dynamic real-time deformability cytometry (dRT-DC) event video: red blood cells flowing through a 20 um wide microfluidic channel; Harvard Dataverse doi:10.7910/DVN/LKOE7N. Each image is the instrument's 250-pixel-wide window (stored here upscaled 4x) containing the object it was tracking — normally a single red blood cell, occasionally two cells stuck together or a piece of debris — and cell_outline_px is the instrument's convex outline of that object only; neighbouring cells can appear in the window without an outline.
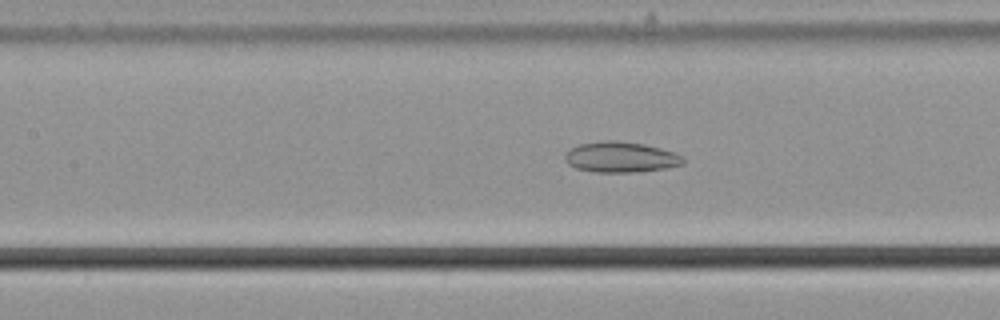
{"species": "common noctule bat (a hibernating species)", "species_latin": "Nyctalus noctula", "temperature_condition": "cold", "stored_images_in_passage": 56, "camera_frame_rate_fps": 3000, "um_per_image_px": 0.085, "animal": {"sex": "male", "body_mass_g": 21.5, "forearm_length_mm": 52.0}, "frame": {"image": 1, "passage_image": 26, "time_ms": 8.333, "image_size_px": [1000, 320], "cell_outline_px": [[684, 164], [668, 168], [640, 172], [592, 172], [576, 168], [568, 164], [564, 160], [564, 156], [572, 148], [580, 144], [604, 140], [616, 140], [644, 144], [676, 152], [684, 156]], "centroid_in_image_um": [52.81, 13.36], "position_along_channel_um": 154.6, "area_um2": 21.33}}
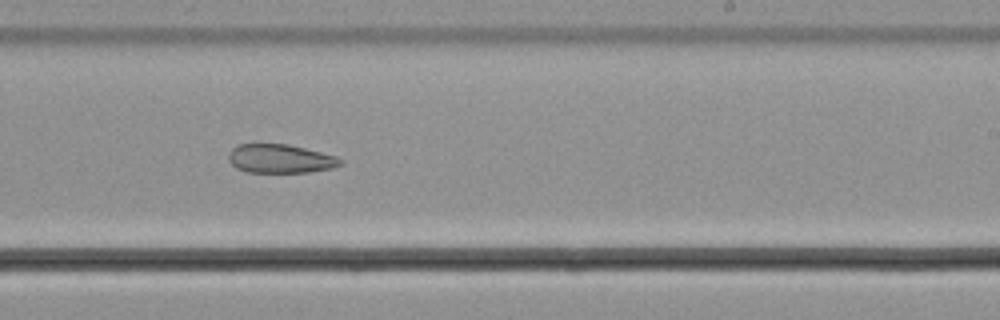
{"frame": {"image": 2, "passage_image": 35, "time_ms": 11.333, "image_size_px": [1000, 320], "cell_outline_px": [[344, 164], [332, 168], [308, 172], [248, 172], [236, 168], [228, 160], [228, 152], [236, 144], [288, 144], [336, 156], [344, 160]], "centroid_in_image_um": [23.82, 13.49], "position_along_channel_um": 265.2, "area_um2": 18.84}}
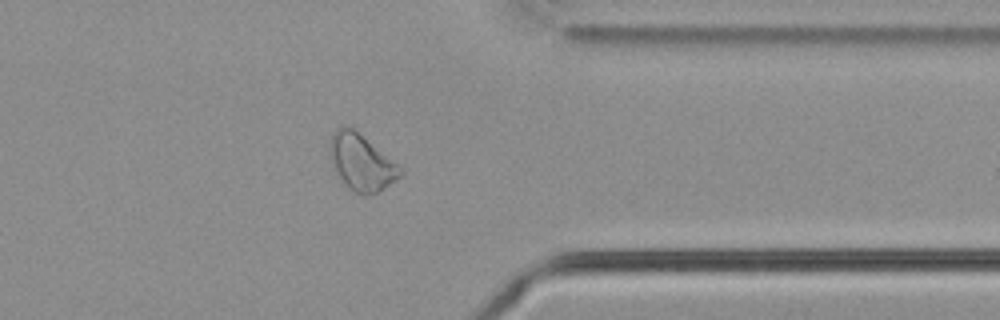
{"frame": {"image": 3, "passage_image": 45, "time_ms": 14.667, "image_size_px": [1000, 320], "cell_outline_px": [[404, 172], [400, 176], [384, 188], [376, 192], [364, 196], [348, 188], [332, 172], [328, 152], [328, 144], [332, 132], [336, 128], [344, 124], [348, 124], [404, 168]], "centroid_in_image_um": [30.65, 13.77], "position_along_channel_um": 380.8, "area_um2": 23.87}}